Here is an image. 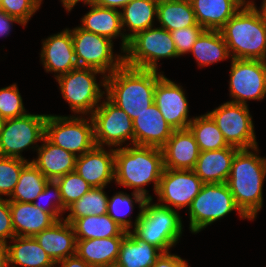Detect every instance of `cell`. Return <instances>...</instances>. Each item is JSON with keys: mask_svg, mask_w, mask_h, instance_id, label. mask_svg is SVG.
<instances>
[{"mask_svg": "<svg viewBox=\"0 0 266 267\" xmlns=\"http://www.w3.org/2000/svg\"><path fill=\"white\" fill-rule=\"evenodd\" d=\"M258 146L239 149L232 161L227 184L240 211L255 220L263 207V185L266 177V158L258 154Z\"/></svg>", "mask_w": 266, "mask_h": 267, "instance_id": "1", "label": "cell"}, {"mask_svg": "<svg viewBox=\"0 0 266 267\" xmlns=\"http://www.w3.org/2000/svg\"><path fill=\"white\" fill-rule=\"evenodd\" d=\"M163 73L123 64L106 76L105 96L134 120L154 103L156 83Z\"/></svg>", "mask_w": 266, "mask_h": 267, "instance_id": "2", "label": "cell"}, {"mask_svg": "<svg viewBox=\"0 0 266 267\" xmlns=\"http://www.w3.org/2000/svg\"><path fill=\"white\" fill-rule=\"evenodd\" d=\"M163 171V153L160 148L124 145L115 149L114 182L119 186L134 189V192L147 199L153 197L145 186L153 183L156 194Z\"/></svg>", "mask_w": 266, "mask_h": 267, "instance_id": "3", "label": "cell"}, {"mask_svg": "<svg viewBox=\"0 0 266 267\" xmlns=\"http://www.w3.org/2000/svg\"><path fill=\"white\" fill-rule=\"evenodd\" d=\"M220 32L231 59L266 60V24L253 0L246 2Z\"/></svg>", "mask_w": 266, "mask_h": 267, "instance_id": "4", "label": "cell"}, {"mask_svg": "<svg viewBox=\"0 0 266 267\" xmlns=\"http://www.w3.org/2000/svg\"><path fill=\"white\" fill-rule=\"evenodd\" d=\"M181 219L176 210L147 199L143 210H139L136 216L132 232L139 239L167 253L182 237L184 226Z\"/></svg>", "mask_w": 266, "mask_h": 267, "instance_id": "5", "label": "cell"}, {"mask_svg": "<svg viewBox=\"0 0 266 267\" xmlns=\"http://www.w3.org/2000/svg\"><path fill=\"white\" fill-rule=\"evenodd\" d=\"M97 74L102 75L100 83L97 82ZM55 80L74 115L90 116L106 93V76L93 68L77 67ZM100 87H104V91Z\"/></svg>", "mask_w": 266, "mask_h": 267, "instance_id": "6", "label": "cell"}, {"mask_svg": "<svg viewBox=\"0 0 266 267\" xmlns=\"http://www.w3.org/2000/svg\"><path fill=\"white\" fill-rule=\"evenodd\" d=\"M189 230L197 234L208 225L226 217L233 210L248 219L238 208L227 183L203 184L189 209Z\"/></svg>", "mask_w": 266, "mask_h": 267, "instance_id": "7", "label": "cell"}, {"mask_svg": "<svg viewBox=\"0 0 266 267\" xmlns=\"http://www.w3.org/2000/svg\"><path fill=\"white\" fill-rule=\"evenodd\" d=\"M178 57L170 32L153 26L138 32L129 40L124 51V64L132 68L158 71L160 59Z\"/></svg>", "mask_w": 266, "mask_h": 267, "instance_id": "8", "label": "cell"}, {"mask_svg": "<svg viewBox=\"0 0 266 267\" xmlns=\"http://www.w3.org/2000/svg\"><path fill=\"white\" fill-rule=\"evenodd\" d=\"M45 137L54 145L77 157L95 146L93 121L91 116L87 115L48 114L45 123Z\"/></svg>", "mask_w": 266, "mask_h": 267, "instance_id": "9", "label": "cell"}, {"mask_svg": "<svg viewBox=\"0 0 266 267\" xmlns=\"http://www.w3.org/2000/svg\"><path fill=\"white\" fill-rule=\"evenodd\" d=\"M70 30L78 67L93 68L108 76L124 64V52L114 54L111 39L79 26Z\"/></svg>", "mask_w": 266, "mask_h": 267, "instance_id": "10", "label": "cell"}, {"mask_svg": "<svg viewBox=\"0 0 266 267\" xmlns=\"http://www.w3.org/2000/svg\"><path fill=\"white\" fill-rule=\"evenodd\" d=\"M48 114H31L4 121L0 133V156L25 159L22 152L37 151L38 142L45 137V123ZM37 147V148H36Z\"/></svg>", "mask_w": 266, "mask_h": 267, "instance_id": "11", "label": "cell"}, {"mask_svg": "<svg viewBox=\"0 0 266 267\" xmlns=\"http://www.w3.org/2000/svg\"><path fill=\"white\" fill-rule=\"evenodd\" d=\"M93 121L94 142L99 147H124L134 145L133 121L124 110L117 107L107 97L103 98L100 105L90 115Z\"/></svg>", "mask_w": 266, "mask_h": 267, "instance_id": "12", "label": "cell"}, {"mask_svg": "<svg viewBox=\"0 0 266 267\" xmlns=\"http://www.w3.org/2000/svg\"><path fill=\"white\" fill-rule=\"evenodd\" d=\"M207 113L217 124L228 145L238 149L258 146L248 105L227 101Z\"/></svg>", "mask_w": 266, "mask_h": 267, "instance_id": "13", "label": "cell"}, {"mask_svg": "<svg viewBox=\"0 0 266 267\" xmlns=\"http://www.w3.org/2000/svg\"><path fill=\"white\" fill-rule=\"evenodd\" d=\"M229 81L230 102L248 105V100L266 97V62L231 59Z\"/></svg>", "mask_w": 266, "mask_h": 267, "instance_id": "14", "label": "cell"}, {"mask_svg": "<svg viewBox=\"0 0 266 267\" xmlns=\"http://www.w3.org/2000/svg\"><path fill=\"white\" fill-rule=\"evenodd\" d=\"M203 184L202 180L193 170L164 168L156 191V196L159 197L157 198L159 201L158 204L176 211L182 208L189 209Z\"/></svg>", "mask_w": 266, "mask_h": 267, "instance_id": "15", "label": "cell"}, {"mask_svg": "<svg viewBox=\"0 0 266 267\" xmlns=\"http://www.w3.org/2000/svg\"><path fill=\"white\" fill-rule=\"evenodd\" d=\"M154 103L171 128L188 129L193 118L189 117V104L182 85L162 75L156 83Z\"/></svg>", "mask_w": 266, "mask_h": 267, "instance_id": "16", "label": "cell"}, {"mask_svg": "<svg viewBox=\"0 0 266 267\" xmlns=\"http://www.w3.org/2000/svg\"><path fill=\"white\" fill-rule=\"evenodd\" d=\"M41 49L42 65L47 73L56 74L55 79L78 67L69 28L43 39Z\"/></svg>", "mask_w": 266, "mask_h": 267, "instance_id": "17", "label": "cell"}, {"mask_svg": "<svg viewBox=\"0 0 266 267\" xmlns=\"http://www.w3.org/2000/svg\"><path fill=\"white\" fill-rule=\"evenodd\" d=\"M75 172L91 188L106 187L114 181L115 149L94 146L90 151L76 158Z\"/></svg>", "mask_w": 266, "mask_h": 267, "instance_id": "18", "label": "cell"}, {"mask_svg": "<svg viewBox=\"0 0 266 267\" xmlns=\"http://www.w3.org/2000/svg\"><path fill=\"white\" fill-rule=\"evenodd\" d=\"M82 3L90 6V11L81 18L82 24L79 27L85 31L105 36L112 41L120 37V51L124 52L128 47L129 40L122 31L120 11L98 6L91 0H83Z\"/></svg>", "mask_w": 266, "mask_h": 267, "instance_id": "19", "label": "cell"}, {"mask_svg": "<svg viewBox=\"0 0 266 267\" xmlns=\"http://www.w3.org/2000/svg\"><path fill=\"white\" fill-rule=\"evenodd\" d=\"M133 121L134 145L162 148L174 129L164 120L155 103Z\"/></svg>", "mask_w": 266, "mask_h": 267, "instance_id": "20", "label": "cell"}, {"mask_svg": "<svg viewBox=\"0 0 266 267\" xmlns=\"http://www.w3.org/2000/svg\"><path fill=\"white\" fill-rule=\"evenodd\" d=\"M161 149L164 168L173 170H193L200 153L189 129L174 130Z\"/></svg>", "mask_w": 266, "mask_h": 267, "instance_id": "21", "label": "cell"}, {"mask_svg": "<svg viewBox=\"0 0 266 267\" xmlns=\"http://www.w3.org/2000/svg\"><path fill=\"white\" fill-rule=\"evenodd\" d=\"M34 238L55 263L76 255L77 239L74 228L64 219L57 220Z\"/></svg>", "mask_w": 266, "mask_h": 267, "instance_id": "22", "label": "cell"}, {"mask_svg": "<svg viewBox=\"0 0 266 267\" xmlns=\"http://www.w3.org/2000/svg\"><path fill=\"white\" fill-rule=\"evenodd\" d=\"M238 150L229 145L220 150L201 151L193 171L204 184L227 183Z\"/></svg>", "mask_w": 266, "mask_h": 267, "instance_id": "23", "label": "cell"}, {"mask_svg": "<svg viewBox=\"0 0 266 267\" xmlns=\"http://www.w3.org/2000/svg\"><path fill=\"white\" fill-rule=\"evenodd\" d=\"M37 157L31 162L48 179H56L75 171L76 158L73 153L51 143L46 137L37 149Z\"/></svg>", "mask_w": 266, "mask_h": 267, "instance_id": "24", "label": "cell"}, {"mask_svg": "<svg viewBox=\"0 0 266 267\" xmlns=\"http://www.w3.org/2000/svg\"><path fill=\"white\" fill-rule=\"evenodd\" d=\"M197 23L205 30H220L250 0H190Z\"/></svg>", "mask_w": 266, "mask_h": 267, "instance_id": "25", "label": "cell"}, {"mask_svg": "<svg viewBox=\"0 0 266 267\" xmlns=\"http://www.w3.org/2000/svg\"><path fill=\"white\" fill-rule=\"evenodd\" d=\"M15 236L34 237L56 220L33 203L9 202Z\"/></svg>", "mask_w": 266, "mask_h": 267, "instance_id": "26", "label": "cell"}, {"mask_svg": "<svg viewBox=\"0 0 266 267\" xmlns=\"http://www.w3.org/2000/svg\"><path fill=\"white\" fill-rule=\"evenodd\" d=\"M124 237L77 240L76 255L92 267H108L117 262Z\"/></svg>", "mask_w": 266, "mask_h": 267, "instance_id": "27", "label": "cell"}, {"mask_svg": "<svg viewBox=\"0 0 266 267\" xmlns=\"http://www.w3.org/2000/svg\"><path fill=\"white\" fill-rule=\"evenodd\" d=\"M7 248L8 267H50L55 263L34 237L15 236Z\"/></svg>", "mask_w": 266, "mask_h": 267, "instance_id": "28", "label": "cell"}, {"mask_svg": "<svg viewBox=\"0 0 266 267\" xmlns=\"http://www.w3.org/2000/svg\"><path fill=\"white\" fill-rule=\"evenodd\" d=\"M158 2L159 0H133L120 10L123 32L128 40L138 32L154 26Z\"/></svg>", "mask_w": 266, "mask_h": 267, "instance_id": "29", "label": "cell"}, {"mask_svg": "<svg viewBox=\"0 0 266 267\" xmlns=\"http://www.w3.org/2000/svg\"><path fill=\"white\" fill-rule=\"evenodd\" d=\"M162 253L159 248L130 231L122 240L116 263L123 267H152Z\"/></svg>", "mask_w": 266, "mask_h": 267, "instance_id": "30", "label": "cell"}, {"mask_svg": "<svg viewBox=\"0 0 266 267\" xmlns=\"http://www.w3.org/2000/svg\"><path fill=\"white\" fill-rule=\"evenodd\" d=\"M156 19L169 32L199 25L190 0H159Z\"/></svg>", "mask_w": 266, "mask_h": 267, "instance_id": "31", "label": "cell"}, {"mask_svg": "<svg viewBox=\"0 0 266 267\" xmlns=\"http://www.w3.org/2000/svg\"><path fill=\"white\" fill-rule=\"evenodd\" d=\"M191 53L199 67L228 60L231 55L220 30H205L193 44Z\"/></svg>", "mask_w": 266, "mask_h": 267, "instance_id": "32", "label": "cell"}, {"mask_svg": "<svg viewBox=\"0 0 266 267\" xmlns=\"http://www.w3.org/2000/svg\"><path fill=\"white\" fill-rule=\"evenodd\" d=\"M72 226L77 240L124 237L127 234L108 214L81 217Z\"/></svg>", "mask_w": 266, "mask_h": 267, "instance_id": "33", "label": "cell"}, {"mask_svg": "<svg viewBox=\"0 0 266 267\" xmlns=\"http://www.w3.org/2000/svg\"><path fill=\"white\" fill-rule=\"evenodd\" d=\"M49 180L30 161L21 170L20 178L15 186L9 202L33 203L43 192Z\"/></svg>", "mask_w": 266, "mask_h": 267, "instance_id": "34", "label": "cell"}, {"mask_svg": "<svg viewBox=\"0 0 266 267\" xmlns=\"http://www.w3.org/2000/svg\"><path fill=\"white\" fill-rule=\"evenodd\" d=\"M188 129L193 134L200 152L220 150L229 146L208 113L194 116Z\"/></svg>", "mask_w": 266, "mask_h": 267, "instance_id": "35", "label": "cell"}, {"mask_svg": "<svg viewBox=\"0 0 266 267\" xmlns=\"http://www.w3.org/2000/svg\"><path fill=\"white\" fill-rule=\"evenodd\" d=\"M131 196L126 192L120 191L112 197H108L107 202V214L126 232H130V229L135 227L130 218L134 205L138 203L139 209L143 210L147 200L143 195L134 191L131 193Z\"/></svg>", "mask_w": 266, "mask_h": 267, "instance_id": "36", "label": "cell"}, {"mask_svg": "<svg viewBox=\"0 0 266 267\" xmlns=\"http://www.w3.org/2000/svg\"><path fill=\"white\" fill-rule=\"evenodd\" d=\"M105 188H91L79 200L66 209L69 214L64 220L72 224L76 219L81 217L107 214L108 195L104 191Z\"/></svg>", "mask_w": 266, "mask_h": 267, "instance_id": "37", "label": "cell"}, {"mask_svg": "<svg viewBox=\"0 0 266 267\" xmlns=\"http://www.w3.org/2000/svg\"><path fill=\"white\" fill-rule=\"evenodd\" d=\"M60 189V195L63 202V213L74 202L79 200L90 189V185L75 171L67 173L55 180Z\"/></svg>", "mask_w": 266, "mask_h": 267, "instance_id": "38", "label": "cell"}, {"mask_svg": "<svg viewBox=\"0 0 266 267\" xmlns=\"http://www.w3.org/2000/svg\"><path fill=\"white\" fill-rule=\"evenodd\" d=\"M28 162H30L29 159L0 156V198L2 195L8 198L12 195L21 170Z\"/></svg>", "mask_w": 266, "mask_h": 267, "instance_id": "39", "label": "cell"}, {"mask_svg": "<svg viewBox=\"0 0 266 267\" xmlns=\"http://www.w3.org/2000/svg\"><path fill=\"white\" fill-rule=\"evenodd\" d=\"M27 114L16 83L0 89V117L13 119Z\"/></svg>", "mask_w": 266, "mask_h": 267, "instance_id": "40", "label": "cell"}, {"mask_svg": "<svg viewBox=\"0 0 266 267\" xmlns=\"http://www.w3.org/2000/svg\"><path fill=\"white\" fill-rule=\"evenodd\" d=\"M48 198V199H47ZM53 198V200H52ZM34 201L35 207L44 212L49 213L56 221L64 219L63 217V202L60 195V189L56 181L49 180L39 196ZM47 202L46 204L40 203L41 201ZM49 201V202H48Z\"/></svg>", "mask_w": 266, "mask_h": 267, "instance_id": "41", "label": "cell"}, {"mask_svg": "<svg viewBox=\"0 0 266 267\" xmlns=\"http://www.w3.org/2000/svg\"><path fill=\"white\" fill-rule=\"evenodd\" d=\"M43 0H3L0 9L17 18L24 27L29 19L40 9Z\"/></svg>", "mask_w": 266, "mask_h": 267, "instance_id": "42", "label": "cell"}, {"mask_svg": "<svg viewBox=\"0 0 266 267\" xmlns=\"http://www.w3.org/2000/svg\"><path fill=\"white\" fill-rule=\"evenodd\" d=\"M205 31L200 25H194L191 27H185L171 31V37L174 41L175 48L178 56L189 54L193 44L199 38V36Z\"/></svg>", "mask_w": 266, "mask_h": 267, "instance_id": "43", "label": "cell"}, {"mask_svg": "<svg viewBox=\"0 0 266 267\" xmlns=\"http://www.w3.org/2000/svg\"><path fill=\"white\" fill-rule=\"evenodd\" d=\"M15 237L8 198H0V242L8 244Z\"/></svg>", "mask_w": 266, "mask_h": 267, "instance_id": "44", "label": "cell"}, {"mask_svg": "<svg viewBox=\"0 0 266 267\" xmlns=\"http://www.w3.org/2000/svg\"><path fill=\"white\" fill-rule=\"evenodd\" d=\"M13 23H18L22 26V22H20L17 18L8 15L5 11L0 9V36L8 37L11 28L13 27Z\"/></svg>", "mask_w": 266, "mask_h": 267, "instance_id": "45", "label": "cell"}, {"mask_svg": "<svg viewBox=\"0 0 266 267\" xmlns=\"http://www.w3.org/2000/svg\"><path fill=\"white\" fill-rule=\"evenodd\" d=\"M183 260L179 255L162 253L152 267H177Z\"/></svg>", "mask_w": 266, "mask_h": 267, "instance_id": "46", "label": "cell"}, {"mask_svg": "<svg viewBox=\"0 0 266 267\" xmlns=\"http://www.w3.org/2000/svg\"><path fill=\"white\" fill-rule=\"evenodd\" d=\"M59 267H92L85 260L79 258L77 255L67 257L66 259L56 262Z\"/></svg>", "mask_w": 266, "mask_h": 267, "instance_id": "47", "label": "cell"}, {"mask_svg": "<svg viewBox=\"0 0 266 267\" xmlns=\"http://www.w3.org/2000/svg\"><path fill=\"white\" fill-rule=\"evenodd\" d=\"M98 6L119 10L133 0H91Z\"/></svg>", "mask_w": 266, "mask_h": 267, "instance_id": "48", "label": "cell"}, {"mask_svg": "<svg viewBox=\"0 0 266 267\" xmlns=\"http://www.w3.org/2000/svg\"><path fill=\"white\" fill-rule=\"evenodd\" d=\"M0 267H8L7 244L0 242Z\"/></svg>", "mask_w": 266, "mask_h": 267, "instance_id": "49", "label": "cell"}, {"mask_svg": "<svg viewBox=\"0 0 266 267\" xmlns=\"http://www.w3.org/2000/svg\"><path fill=\"white\" fill-rule=\"evenodd\" d=\"M63 4L62 6L69 13L77 5V3L82 2L83 0H60Z\"/></svg>", "mask_w": 266, "mask_h": 267, "instance_id": "50", "label": "cell"}, {"mask_svg": "<svg viewBox=\"0 0 266 267\" xmlns=\"http://www.w3.org/2000/svg\"><path fill=\"white\" fill-rule=\"evenodd\" d=\"M261 3L262 4H261L260 8L259 9L257 8V10L260 12V14L263 18V21L266 24V0H262Z\"/></svg>", "mask_w": 266, "mask_h": 267, "instance_id": "51", "label": "cell"}, {"mask_svg": "<svg viewBox=\"0 0 266 267\" xmlns=\"http://www.w3.org/2000/svg\"><path fill=\"white\" fill-rule=\"evenodd\" d=\"M186 261L187 260L184 259L177 267H189V265Z\"/></svg>", "mask_w": 266, "mask_h": 267, "instance_id": "52", "label": "cell"}, {"mask_svg": "<svg viewBox=\"0 0 266 267\" xmlns=\"http://www.w3.org/2000/svg\"><path fill=\"white\" fill-rule=\"evenodd\" d=\"M4 121L5 120L2 117H0V133H1V130L3 128Z\"/></svg>", "mask_w": 266, "mask_h": 267, "instance_id": "53", "label": "cell"}, {"mask_svg": "<svg viewBox=\"0 0 266 267\" xmlns=\"http://www.w3.org/2000/svg\"><path fill=\"white\" fill-rule=\"evenodd\" d=\"M108 267H123V266H121V265H119V264H117V263H114V264H112V265H110V266H108Z\"/></svg>", "mask_w": 266, "mask_h": 267, "instance_id": "54", "label": "cell"}, {"mask_svg": "<svg viewBox=\"0 0 266 267\" xmlns=\"http://www.w3.org/2000/svg\"><path fill=\"white\" fill-rule=\"evenodd\" d=\"M50 267H58V264L57 263H54L52 266Z\"/></svg>", "mask_w": 266, "mask_h": 267, "instance_id": "55", "label": "cell"}]
</instances>
